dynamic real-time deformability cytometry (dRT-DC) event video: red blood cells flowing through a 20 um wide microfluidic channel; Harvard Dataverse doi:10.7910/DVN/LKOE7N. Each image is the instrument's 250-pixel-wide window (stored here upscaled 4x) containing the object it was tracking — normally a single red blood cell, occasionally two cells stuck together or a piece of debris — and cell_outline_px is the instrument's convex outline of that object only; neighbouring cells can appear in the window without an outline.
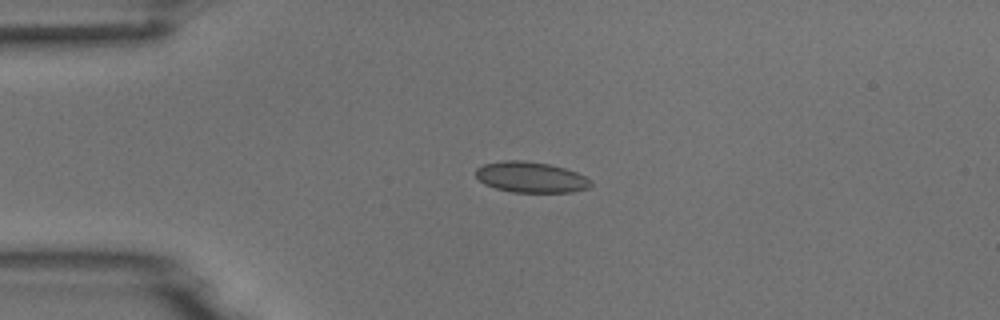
{"species": "common noctule bat (a hibernating species)", "species_latin": "Nyctalus noctula", "temperature_condition": "room temperature", "stored_images_in_passage": 3, "camera_frame_rate_fps": 3000, "um_per_image_px": 0.085, "animal": {"sex": "male", "body_mass_g": 18.8}, "frame": {"image": 1, "passage_image": 2, "time_ms": 1.333, "image_size_px": [1000, 320], "cell_outline_px": [[592, 184], [588, 188], [572, 192], [512, 192], [496, 188], [484, 184], [476, 176], [476, 168], [484, 164], [504, 160], [524, 160], [548, 164], [564, 168], [576, 172], [592, 180]], "centroid_in_image_um": [45.12, 15.06], "position_along_channel_um": 39.9, "area_um2": 20.58}}